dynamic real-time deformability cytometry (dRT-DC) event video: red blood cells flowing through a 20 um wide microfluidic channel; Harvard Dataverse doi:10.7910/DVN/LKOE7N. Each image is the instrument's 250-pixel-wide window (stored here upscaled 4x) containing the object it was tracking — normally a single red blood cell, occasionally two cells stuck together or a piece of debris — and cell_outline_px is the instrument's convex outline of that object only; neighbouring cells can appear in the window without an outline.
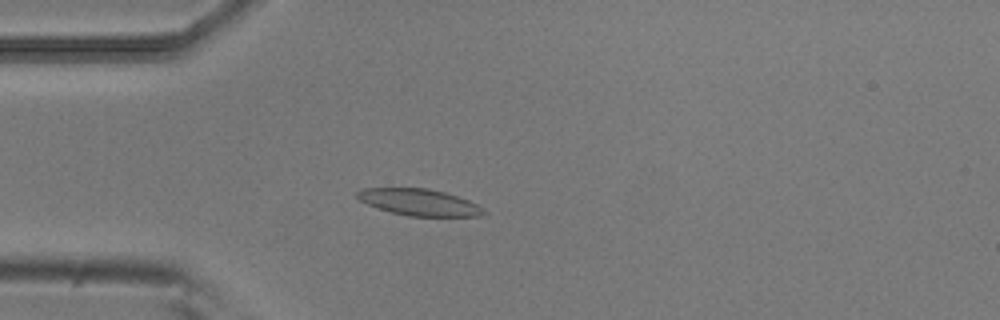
{"species": "common noctule bat (a hibernating species)", "species_latin": "Nyctalus noctula", "temperature_condition": "room temperature", "stored_images_in_passage": 53, "camera_frame_rate_fps": 3000, "um_per_image_px": 0.085, "animal": {"sex": "male", "body_mass_g": 20.5, "forearm_length_mm": 52.5}, "frame": {"image": 1, "passage_image": 15, "time_ms": 4.667, "image_size_px": [1000, 320], "cell_outline_px": [[488, 212], [480, 216], [408, 216], [392, 212], [368, 204], [360, 200], [356, 196], [356, 192], [360, 188], [428, 188], [444, 192], [468, 200], [476, 204]], "centroid_in_image_um": [35.63, 17.18], "position_along_channel_um": 49.4, "area_um2": 19.42}}
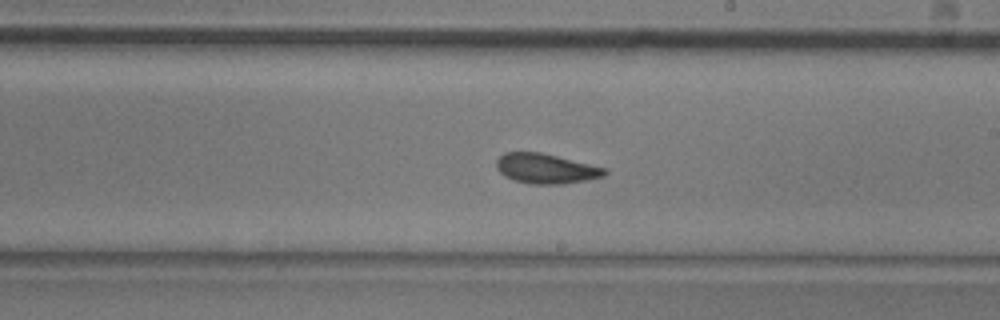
{"frame": {"image": 2, "passage_image": 31, "time_ms": 10.0, "image_size_px": [1000, 320], "cell_outline_px": [[608, 172], [604, 176], [588, 180], [564, 184], [532, 184], [516, 180], [504, 176], [496, 168], [496, 160], [504, 152], [540, 152], [608, 168]], "centroid_in_image_um": [46.43, 14.33], "position_along_channel_um": 242.6, "area_um2": 18.96}}
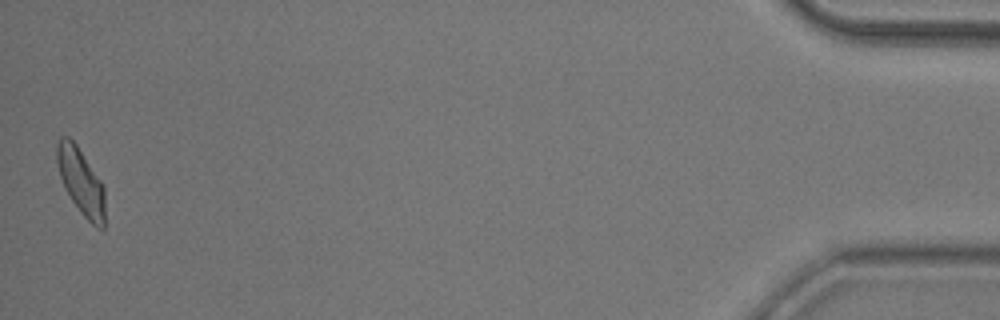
{"frame": {"image": 3, "passage_image": 53, "time_ms": 17.333, "image_size_px": [1000, 320], "cell_outline_px": [[104, 228], [96, 228], [80, 212], [64, 188], [60, 176], [56, 160], [56, 144], [60, 136], [68, 136], [76, 144], [100, 180], [104, 188]], "centroid_in_image_um": [6.86, 15.42], "position_along_channel_um": 428.3, "area_um2": 18.44}, "authors_computed_cell_mechanics": {"area_um2": 19.1896, "velocity_mm_per_s": 3.8152, "shape_relaxation_time_tau1_ms": 3.9469, "shape_relaxation_time_tau2_ms": 2.5097, "deformation_change_tau1": 0.1183, "deformation_change_tau2": 0.0884}}